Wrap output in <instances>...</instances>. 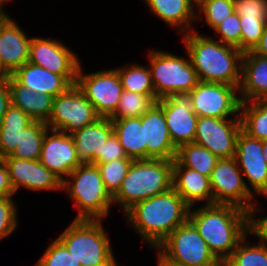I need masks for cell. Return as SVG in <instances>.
<instances>
[{
    "label": "cell",
    "mask_w": 267,
    "mask_h": 266,
    "mask_svg": "<svg viewBox=\"0 0 267 266\" xmlns=\"http://www.w3.org/2000/svg\"><path fill=\"white\" fill-rule=\"evenodd\" d=\"M253 216L233 205H200L190 207L188 220L223 264L239 241L252 229Z\"/></svg>",
    "instance_id": "1"
},
{
    "label": "cell",
    "mask_w": 267,
    "mask_h": 266,
    "mask_svg": "<svg viewBox=\"0 0 267 266\" xmlns=\"http://www.w3.org/2000/svg\"><path fill=\"white\" fill-rule=\"evenodd\" d=\"M189 210L190 206L172 187L135 203L123 217L140 236L141 242L152 249L188 220Z\"/></svg>",
    "instance_id": "2"
},
{
    "label": "cell",
    "mask_w": 267,
    "mask_h": 266,
    "mask_svg": "<svg viewBox=\"0 0 267 266\" xmlns=\"http://www.w3.org/2000/svg\"><path fill=\"white\" fill-rule=\"evenodd\" d=\"M181 37L199 81L224 83L239 89L242 51L237 47L221 43L215 36L203 35L196 30Z\"/></svg>",
    "instance_id": "3"
},
{
    "label": "cell",
    "mask_w": 267,
    "mask_h": 266,
    "mask_svg": "<svg viewBox=\"0 0 267 266\" xmlns=\"http://www.w3.org/2000/svg\"><path fill=\"white\" fill-rule=\"evenodd\" d=\"M173 160H133L121 187L113 196V204L124 214L135 203L172 188Z\"/></svg>",
    "instance_id": "4"
},
{
    "label": "cell",
    "mask_w": 267,
    "mask_h": 266,
    "mask_svg": "<svg viewBox=\"0 0 267 266\" xmlns=\"http://www.w3.org/2000/svg\"><path fill=\"white\" fill-rule=\"evenodd\" d=\"M62 191L74 203V219L105 220L109 216L113 197L106 190L97 165L86 162L77 166L62 181Z\"/></svg>",
    "instance_id": "5"
},
{
    "label": "cell",
    "mask_w": 267,
    "mask_h": 266,
    "mask_svg": "<svg viewBox=\"0 0 267 266\" xmlns=\"http://www.w3.org/2000/svg\"><path fill=\"white\" fill-rule=\"evenodd\" d=\"M103 220L73 219L57 238L81 266H120Z\"/></svg>",
    "instance_id": "6"
},
{
    "label": "cell",
    "mask_w": 267,
    "mask_h": 266,
    "mask_svg": "<svg viewBox=\"0 0 267 266\" xmlns=\"http://www.w3.org/2000/svg\"><path fill=\"white\" fill-rule=\"evenodd\" d=\"M186 54L187 58L159 49H150L148 52V67L156 100L189 93L199 82L189 55Z\"/></svg>",
    "instance_id": "7"
},
{
    "label": "cell",
    "mask_w": 267,
    "mask_h": 266,
    "mask_svg": "<svg viewBox=\"0 0 267 266\" xmlns=\"http://www.w3.org/2000/svg\"><path fill=\"white\" fill-rule=\"evenodd\" d=\"M209 179L213 204L233 205L252 216H256L260 212L263 214V205H260L247 188L243 174L234 157L219 158Z\"/></svg>",
    "instance_id": "8"
},
{
    "label": "cell",
    "mask_w": 267,
    "mask_h": 266,
    "mask_svg": "<svg viewBox=\"0 0 267 266\" xmlns=\"http://www.w3.org/2000/svg\"><path fill=\"white\" fill-rule=\"evenodd\" d=\"M156 248L166 258L184 266H223L189 220L177 227Z\"/></svg>",
    "instance_id": "9"
},
{
    "label": "cell",
    "mask_w": 267,
    "mask_h": 266,
    "mask_svg": "<svg viewBox=\"0 0 267 266\" xmlns=\"http://www.w3.org/2000/svg\"><path fill=\"white\" fill-rule=\"evenodd\" d=\"M99 118L95 107L74 84L64 93L54 97L52 111L46 124L49 129L71 135Z\"/></svg>",
    "instance_id": "10"
},
{
    "label": "cell",
    "mask_w": 267,
    "mask_h": 266,
    "mask_svg": "<svg viewBox=\"0 0 267 266\" xmlns=\"http://www.w3.org/2000/svg\"><path fill=\"white\" fill-rule=\"evenodd\" d=\"M80 63L75 85L95 107L100 117L110 118L116 111L123 92L120 77L115 68L84 73Z\"/></svg>",
    "instance_id": "11"
},
{
    "label": "cell",
    "mask_w": 267,
    "mask_h": 266,
    "mask_svg": "<svg viewBox=\"0 0 267 266\" xmlns=\"http://www.w3.org/2000/svg\"><path fill=\"white\" fill-rule=\"evenodd\" d=\"M188 94L198 117L240 118L241 101L236 86L199 81Z\"/></svg>",
    "instance_id": "12"
},
{
    "label": "cell",
    "mask_w": 267,
    "mask_h": 266,
    "mask_svg": "<svg viewBox=\"0 0 267 266\" xmlns=\"http://www.w3.org/2000/svg\"><path fill=\"white\" fill-rule=\"evenodd\" d=\"M240 118L198 117L194 143L204 146L218 158L235 156Z\"/></svg>",
    "instance_id": "13"
},
{
    "label": "cell",
    "mask_w": 267,
    "mask_h": 266,
    "mask_svg": "<svg viewBox=\"0 0 267 266\" xmlns=\"http://www.w3.org/2000/svg\"><path fill=\"white\" fill-rule=\"evenodd\" d=\"M249 191L256 197L267 198V162L262 150V140L240 131L235 156ZM257 194V195H256Z\"/></svg>",
    "instance_id": "14"
},
{
    "label": "cell",
    "mask_w": 267,
    "mask_h": 266,
    "mask_svg": "<svg viewBox=\"0 0 267 266\" xmlns=\"http://www.w3.org/2000/svg\"><path fill=\"white\" fill-rule=\"evenodd\" d=\"M59 75H77L81 59L63 40L32 37L29 61Z\"/></svg>",
    "instance_id": "15"
},
{
    "label": "cell",
    "mask_w": 267,
    "mask_h": 266,
    "mask_svg": "<svg viewBox=\"0 0 267 266\" xmlns=\"http://www.w3.org/2000/svg\"><path fill=\"white\" fill-rule=\"evenodd\" d=\"M2 160L8 168L9 179L15 194L21 188L31 192H61L62 180L39 160L14 158L10 155Z\"/></svg>",
    "instance_id": "16"
},
{
    "label": "cell",
    "mask_w": 267,
    "mask_h": 266,
    "mask_svg": "<svg viewBox=\"0 0 267 266\" xmlns=\"http://www.w3.org/2000/svg\"><path fill=\"white\" fill-rule=\"evenodd\" d=\"M163 108L170 138L178 149L181 145L194 142L198 116L191 107L188 93L174 94L157 100Z\"/></svg>",
    "instance_id": "17"
},
{
    "label": "cell",
    "mask_w": 267,
    "mask_h": 266,
    "mask_svg": "<svg viewBox=\"0 0 267 266\" xmlns=\"http://www.w3.org/2000/svg\"><path fill=\"white\" fill-rule=\"evenodd\" d=\"M39 161L62 181L83 163L78 157L73 137L52 129L45 133Z\"/></svg>",
    "instance_id": "18"
},
{
    "label": "cell",
    "mask_w": 267,
    "mask_h": 266,
    "mask_svg": "<svg viewBox=\"0 0 267 266\" xmlns=\"http://www.w3.org/2000/svg\"><path fill=\"white\" fill-rule=\"evenodd\" d=\"M31 39L13 18L0 20L1 77L12 75L29 61Z\"/></svg>",
    "instance_id": "19"
},
{
    "label": "cell",
    "mask_w": 267,
    "mask_h": 266,
    "mask_svg": "<svg viewBox=\"0 0 267 266\" xmlns=\"http://www.w3.org/2000/svg\"><path fill=\"white\" fill-rule=\"evenodd\" d=\"M146 143V159L174 160L177 148L174 146L166 124L163 108L155 102L141 116Z\"/></svg>",
    "instance_id": "20"
},
{
    "label": "cell",
    "mask_w": 267,
    "mask_h": 266,
    "mask_svg": "<svg viewBox=\"0 0 267 266\" xmlns=\"http://www.w3.org/2000/svg\"><path fill=\"white\" fill-rule=\"evenodd\" d=\"M20 85L33 89L36 93H47L56 97L76 83L77 75H59L47 69L25 63L11 75Z\"/></svg>",
    "instance_id": "21"
},
{
    "label": "cell",
    "mask_w": 267,
    "mask_h": 266,
    "mask_svg": "<svg viewBox=\"0 0 267 266\" xmlns=\"http://www.w3.org/2000/svg\"><path fill=\"white\" fill-rule=\"evenodd\" d=\"M172 187L190 207H197L199 202H203L201 205L213 204L209 177L183 167L176 159L173 160Z\"/></svg>",
    "instance_id": "22"
},
{
    "label": "cell",
    "mask_w": 267,
    "mask_h": 266,
    "mask_svg": "<svg viewBox=\"0 0 267 266\" xmlns=\"http://www.w3.org/2000/svg\"><path fill=\"white\" fill-rule=\"evenodd\" d=\"M154 17L175 28L179 35L195 30L197 0H142Z\"/></svg>",
    "instance_id": "23"
},
{
    "label": "cell",
    "mask_w": 267,
    "mask_h": 266,
    "mask_svg": "<svg viewBox=\"0 0 267 266\" xmlns=\"http://www.w3.org/2000/svg\"><path fill=\"white\" fill-rule=\"evenodd\" d=\"M239 98L241 102L267 100V57L243 53Z\"/></svg>",
    "instance_id": "24"
},
{
    "label": "cell",
    "mask_w": 267,
    "mask_h": 266,
    "mask_svg": "<svg viewBox=\"0 0 267 266\" xmlns=\"http://www.w3.org/2000/svg\"><path fill=\"white\" fill-rule=\"evenodd\" d=\"M113 134L110 118L100 117L94 123L71 134L78 157L83 163H93L102 153L105 141Z\"/></svg>",
    "instance_id": "25"
},
{
    "label": "cell",
    "mask_w": 267,
    "mask_h": 266,
    "mask_svg": "<svg viewBox=\"0 0 267 266\" xmlns=\"http://www.w3.org/2000/svg\"><path fill=\"white\" fill-rule=\"evenodd\" d=\"M8 81L11 104L20 108L32 120L47 123L52 111L54 96L36 93L33 89L20 85L11 75L4 77Z\"/></svg>",
    "instance_id": "26"
},
{
    "label": "cell",
    "mask_w": 267,
    "mask_h": 266,
    "mask_svg": "<svg viewBox=\"0 0 267 266\" xmlns=\"http://www.w3.org/2000/svg\"><path fill=\"white\" fill-rule=\"evenodd\" d=\"M111 120L113 133L120 141L126 156L133 160L146 159V143L141 117Z\"/></svg>",
    "instance_id": "27"
},
{
    "label": "cell",
    "mask_w": 267,
    "mask_h": 266,
    "mask_svg": "<svg viewBox=\"0 0 267 266\" xmlns=\"http://www.w3.org/2000/svg\"><path fill=\"white\" fill-rule=\"evenodd\" d=\"M32 121L20 108L8 106L0 123V159L13 153L20 142L21 131Z\"/></svg>",
    "instance_id": "28"
},
{
    "label": "cell",
    "mask_w": 267,
    "mask_h": 266,
    "mask_svg": "<svg viewBox=\"0 0 267 266\" xmlns=\"http://www.w3.org/2000/svg\"><path fill=\"white\" fill-rule=\"evenodd\" d=\"M249 235L259 238L258 243L251 245ZM223 266H267V241L252 228L239 241Z\"/></svg>",
    "instance_id": "29"
},
{
    "label": "cell",
    "mask_w": 267,
    "mask_h": 266,
    "mask_svg": "<svg viewBox=\"0 0 267 266\" xmlns=\"http://www.w3.org/2000/svg\"><path fill=\"white\" fill-rule=\"evenodd\" d=\"M239 115L246 134L267 140V100L241 102Z\"/></svg>",
    "instance_id": "30"
},
{
    "label": "cell",
    "mask_w": 267,
    "mask_h": 266,
    "mask_svg": "<svg viewBox=\"0 0 267 266\" xmlns=\"http://www.w3.org/2000/svg\"><path fill=\"white\" fill-rule=\"evenodd\" d=\"M175 159L183 167L196 170L210 178L212 170L219 158L204 146L191 142L181 145L177 149Z\"/></svg>",
    "instance_id": "31"
},
{
    "label": "cell",
    "mask_w": 267,
    "mask_h": 266,
    "mask_svg": "<svg viewBox=\"0 0 267 266\" xmlns=\"http://www.w3.org/2000/svg\"><path fill=\"white\" fill-rule=\"evenodd\" d=\"M49 127L45 122L33 120L21 131L20 142L10 155L14 158L39 160L42 142Z\"/></svg>",
    "instance_id": "32"
},
{
    "label": "cell",
    "mask_w": 267,
    "mask_h": 266,
    "mask_svg": "<svg viewBox=\"0 0 267 266\" xmlns=\"http://www.w3.org/2000/svg\"><path fill=\"white\" fill-rule=\"evenodd\" d=\"M133 62L126 66L116 67L123 90L145 95H155L149 67Z\"/></svg>",
    "instance_id": "33"
},
{
    "label": "cell",
    "mask_w": 267,
    "mask_h": 266,
    "mask_svg": "<svg viewBox=\"0 0 267 266\" xmlns=\"http://www.w3.org/2000/svg\"><path fill=\"white\" fill-rule=\"evenodd\" d=\"M157 102L155 95L138 94L123 90L119 105L110 119L141 117Z\"/></svg>",
    "instance_id": "34"
},
{
    "label": "cell",
    "mask_w": 267,
    "mask_h": 266,
    "mask_svg": "<svg viewBox=\"0 0 267 266\" xmlns=\"http://www.w3.org/2000/svg\"><path fill=\"white\" fill-rule=\"evenodd\" d=\"M196 10L197 21L213 30L235 11L234 0H197Z\"/></svg>",
    "instance_id": "35"
},
{
    "label": "cell",
    "mask_w": 267,
    "mask_h": 266,
    "mask_svg": "<svg viewBox=\"0 0 267 266\" xmlns=\"http://www.w3.org/2000/svg\"><path fill=\"white\" fill-rule=\"evenodd\" d=\"M133 159H119L97 165L104 186L113 197L121 187L122 181L132 164Z\"/></svg>",
    "instance_id": "36"
},
{
    "label": "cell",
    "mask_w": 267,
    "mask_h": 266,
    "mask_svg": "<svg viewBox=\"0 0 267 266\" xmlns=\"http://www.w3.org/2000/svg\"><path fill=\"white\" fill-rule=\"evenodd\" d=\"M34 266H81V264L56 237Z\"/></svg>",
    "instance_id": "37"
},
{
    "label": "cell",
    "mask_w": 267,
    "mask_h": 266,
    "mask_svg": "<svg viewBox=\"0 0 267 266\" xmlns=\"http://www.w3.org/2000/svg\"><path fill=\"white\" fill-rule=\"evenodd\" d=\"M14 197H0V242L19 227L18 205L13 199Z\"/></svg>",
    "instance_id": "38"
},
{
    "label": "cell",
    "mask_w": 267,
    "mask_h": 266,
    "mask_svg": "<svg viewBox=\"0 0 267 266\" xmlns=\"http://www.w3.org/2000/svg\"><path fill=\"white\" fill-rule=\"evenodd\" d=\"M267 20L240 16L241 51H252L259 43Z\"/></svg>",
    "instance_id": "39"
},
{
    "label": "cell",
    "mask_w": 267,
    "mask_h": 266,
    "mask_svg": "<svg viewBox=\"0 0 267 266\" xmlns=\"http://www.w3.org/2000/svg\"><path fill=\"white\" fill-rule=\"evenodd\" d=\"M215 31V32H214ZM213 32L221 43L237 47L241 51V27L240 16L234 11L217 25Z\"/></svg>",
    "instance_id": "40"
},
{
    "label": "cell",
    "mask_w": 267,
    "mask_h": 266,
    "mask_svg": "<svg viewBox=\"0 0 267 266\" xmlns=\"http://www.w3.org/2000/svg\"><path fill=\"white\" fill-rule=\"evenodd\" d=\"M234 7L239 16L267 20V0H234Z\"/></svg>",
    "instance_id": "41"
},
{
    "label": "cell",
    "mask_w": 267,
    "mask_h": 266,
    "mask_svg": "<svg viewBox=\"0 0 267 266\" xmlns=\"http://www.w3.org/2000/svg\"><path fill=\"white\" fill-rule=\"evenodd\" d=\"M131 159L128 158L123 150L120 141L113 133L104 143L102 153L92 164L107 163L113 160Z\"/></svg>",
    "instance_id": "42"
},
{
    "label": "cell",
    "mask_w": 267,
    "mask_h": 266,
    "mask_svg": "<svg viewBox=\"0 0 267 266\" xmlns=\"http://www.w3.org/2000/svg\"><path fill=\"white\" fill-rule=\"evenodd\" d=\"M15 196L14 189L9 179V171L2 159H0V197Z\"/></svg>",
    "instance_id": "43"
},
{
    "label": "cell",
    "mask_w": 267,
    "mask_h": 266,
    "mask_svg": "<svg viewBox=\"0 0 267 266\" xmlns=\"http://www.w3.org/2000/svg\"><path fill=\"white\" fill-rule=\"evenodd\" d=\"M10 104L11 99L8 81L4 77H0V123Z\"/></svg>",
    "instance_id": "44"
},
{
    "label": "cell",
    "mask_w": 267,
    "mask_h": 266,
    "mask_svg": "<svg viewBox=\"0 0 267 266\" xmlns=\"http://www.w3.org/2000/svg\"><path fill=\"white\" fill-rule=\"evenodd\" d=\"M252 218V228L265 240L267 241V216L262 217L258 215Z\"/></svg>",
    "instance_id": "45"
},
{
    "label": "cell",
    "mask_w": 267,
    "mask_h": 266,
    "mask_svg": "<svg viewBox=\"0 0 267 266\" xmlns=\"http://www.w3.org/2000/svg\"><path fill=\"white\" fill-rule=\"evenodd\" d=\"M254 54H257L261 57H267V22L265 24L263 34L260 38L259 43L252 50Z\"/></svg>",
    "instance_id": "46"
},
{
    "label": "cell",
    "mask_w": 267,
    "mask_h": 266,
    "mask_svg": "<svg viewBox=\"0 0 267 266\" xmlns=\"http://www.w3.org/2000/svg\"><path fill=\"white\" fill-rule=\"evenodd\" d=\"M157 252V266H184L166 258L157 248H153Z\"/></svg>",
    "instance_id": "47"
},
{
    "label": "cell",
    "mask_w": 267,
    "mask_h": 266,
    "mask_svg": "<svg viewBox=\"0 0 267 266\" xmlns=\"http://www.w3.org/2000/svg\"><path fill=\"white\" fill-rule=\"evenodd\" d=\"M13 2V0H0V20L10 18L11 16L5 11V5ZM4 6V7H3Z\"/></svg>",
    "instance_id": "48"
},
{
    "label": "cell",
    "mask_w": 267,
    "mask_h": 266,
    "mask_svg": "<svg viewBox=\"0 0 267 266\" xmlns=\"http://www.w3.org/2000/svg\"><path fill=\"white\" fill-rule=\"evenodd\" d=\"M262 150H263L264 158L266 159V162H267V140L262 141Z\"/></svg>",
    "instance_id": "49"
},
{
    "label": "cell",
    "mask_w": 267,
    "mask_h": 266,
    "mask_svg": "<svg viewBox=\"0 0 267 266\" xmlns=\"http://www.w3.org/2000/svg\"><path fill=\"white\" fill-rule=\"evenodd\" d=\"M0 77H1V58H0Z\"/></svg>",
    "instance_id": "50"
}]
</instances>
